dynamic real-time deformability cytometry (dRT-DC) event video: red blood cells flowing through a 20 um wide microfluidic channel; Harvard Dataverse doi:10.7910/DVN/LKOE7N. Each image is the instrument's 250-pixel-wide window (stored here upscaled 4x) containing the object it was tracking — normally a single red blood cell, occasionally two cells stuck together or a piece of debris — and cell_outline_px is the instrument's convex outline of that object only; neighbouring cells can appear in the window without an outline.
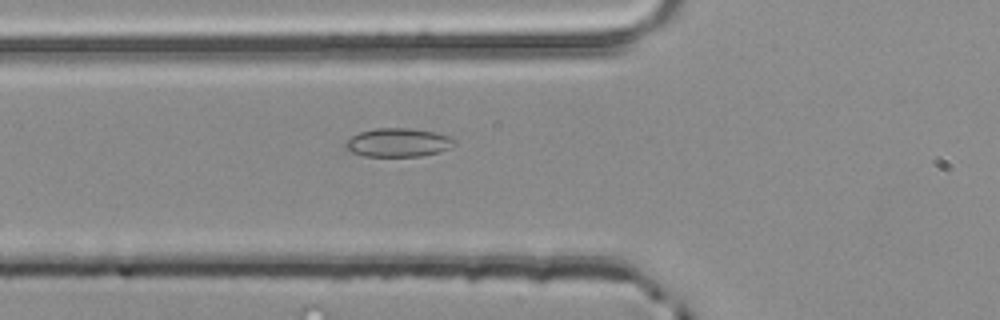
{"species": "common noctule bat (a hibernating species)", "species_latin": "Nyctalus noctula", "temperature_condition": "room temperature", "stored_images_in_passage": 2, "camera_frame_rate_fps": 3000, "um_per_image_px": 0.085, "animal": {"sex": "male", "body_mass_g": 20.4}, "frame": {"image": 1, "passage_image": 2, "time_ms": 0.333, "image_size_px": [1000, 320], "cell_outline_px": [[456, 144], [440, 152], [420, 156], [364, 156], [352, 152], [344, 148], [344, 144], [352, 136], [360, 132], [376, 128], [408, 128], [436, 132], [448, 136], [456, 140]], "centroid_in_image_um": [33.85, 12.11], "position_along_channel_um": 92.0, "area_um2": 18.15}}